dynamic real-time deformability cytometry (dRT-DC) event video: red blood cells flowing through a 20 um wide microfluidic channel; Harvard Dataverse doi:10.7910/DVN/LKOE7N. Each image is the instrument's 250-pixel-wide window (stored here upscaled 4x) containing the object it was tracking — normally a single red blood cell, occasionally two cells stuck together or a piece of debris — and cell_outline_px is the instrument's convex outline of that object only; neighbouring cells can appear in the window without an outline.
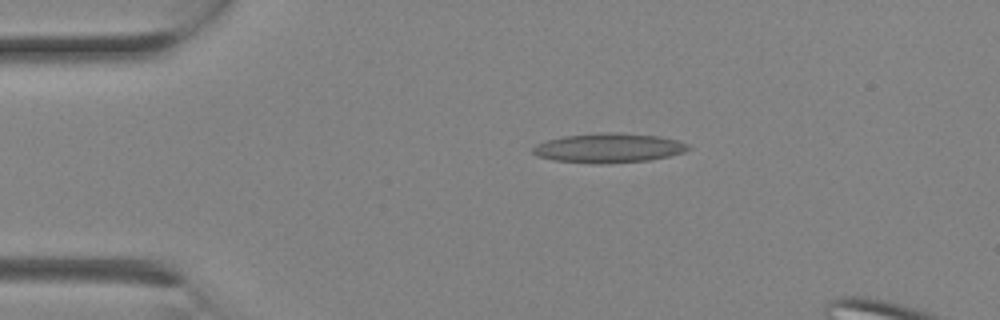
{"species": "Egyptian fruit bat (a non-hibernating species)", "species_latin": "Rousettus aegyptiacus", "temperature_condition": "room temperature", "stored_images_in_passage": 3, "camera_frame_rate_fps": 3000, "um_per_image_px": 0.085, "animal": {"sex": "female"}, "frame": {"image": 1, "passage_image": 2, "time_ms": 0.333, "image_size_px": [1000, 320], "cell_outline_px": [[692, 148], [684, 152], [668, 156], [648, 160], [600, 164], [596, 164], [556, 160], [536, 156], [532, 152], [532, 148], [536, 144], [548, 140], [564, 136], [604, 132], [616, 132], [660, 136], [676, 140], [688, 144]], "centroid_in_image_um": [51.74, 12.57], "position_along_channel_um": 33.3, "area_um2": 26.59}}